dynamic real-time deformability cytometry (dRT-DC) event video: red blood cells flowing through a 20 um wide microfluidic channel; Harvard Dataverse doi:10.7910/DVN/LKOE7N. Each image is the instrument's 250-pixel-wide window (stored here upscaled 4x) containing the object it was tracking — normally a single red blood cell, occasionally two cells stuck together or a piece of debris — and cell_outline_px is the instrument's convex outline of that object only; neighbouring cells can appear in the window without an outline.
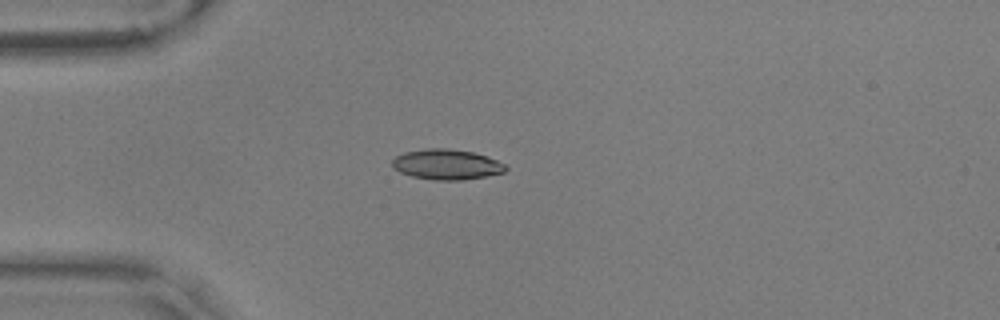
{"species": "common noctule bat (a hibernating species)", "species_latin": "Nyctalus noctula", "temperature_condition": "warm", "stored_images_in_passage": 10, "camera_frame_rate_fps": 3000, "um_per_image_px": 0.085, "animal": {"sex": "male", "body_mass_g": 17.9, "forearm_length_mm": 54.2}, "frame": {"image": 1, "passage_image": 1, "time_ms": 0.0, "image_size_px": [1000, 320], "cell_outline_px": [[508, 168], [504, 172], [464, 180], [436, 180], [412, 176], [400, 172], [392, 168], [392, 160], [396, 156], [404, 152], [424, 148], [448, 148], [472, 152], [496, 160], [504, 164]], "centroid_in_image_um": [37.92, 13.97], "position_along_channel_um": 47.1, "area_um2": 19.94}}